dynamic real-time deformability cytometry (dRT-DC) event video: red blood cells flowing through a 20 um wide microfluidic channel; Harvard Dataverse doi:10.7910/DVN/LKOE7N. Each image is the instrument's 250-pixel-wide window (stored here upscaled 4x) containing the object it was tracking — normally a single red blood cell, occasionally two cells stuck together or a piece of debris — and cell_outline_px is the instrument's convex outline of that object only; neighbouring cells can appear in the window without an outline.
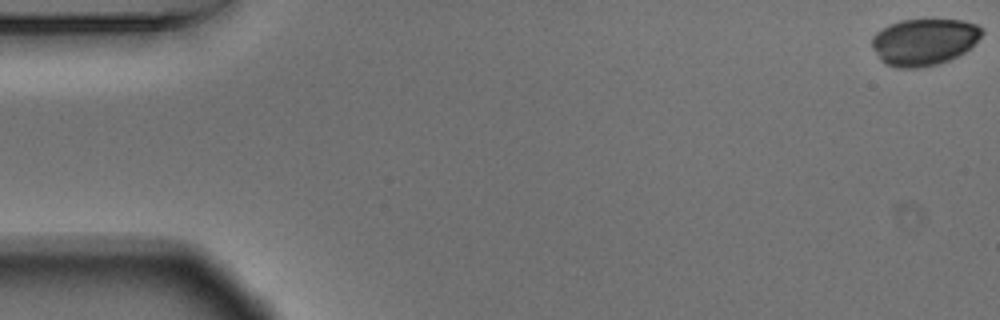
{"species": "Egyptian fruit bat (a non-hibernating species)", "species_latin": "Rousettus aegyptiacus", "temperature_condition": "warm", "stored_images_in_passage": 55, "camera_frame_rate_fps": 3000, "um_per_image_px": 0.085, "animal": {"sex": "male"}, "frame": {"image": 1, "passage_image": 1, "time_ms": 0.0, "image_size_px": [1000, 320], "cell_outline_px": [[984, 32], [964, 52], [940, 64], [920, 68], [900, 68], [884, 64], [880, 60], [872, 48], [872, 36], [876, 32], [900, 20], [960, 20], [976, 24]], "centroid_in_image_um": [78.5, 3.58], "position_along_channel_um": 6.5, "area_um2": 29.71}}
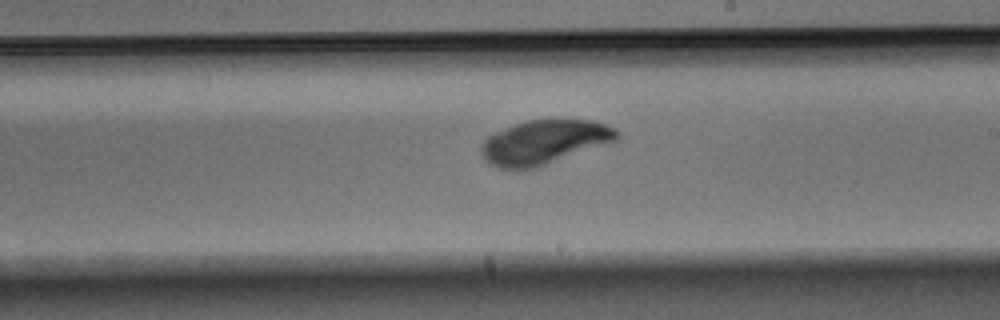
{"frame": {"image": 2, "passage_image": 32, "time_ms": 10.333, "image_size_px": [1000, 320], "cell_outline_px": [[620, 136], [616, 140], [536, 168], [520, 172], [500, 168], [484, 160], [480, 152], [480, 144], [488, 136], [496, 132], [516, 124], [528, 120], [592, 120], [616, 128], [620, 132]], "centroid_in_image_um": [46.22, 12.11], "position_along_channel_um": 242.8, "area_um2": 35.03}}
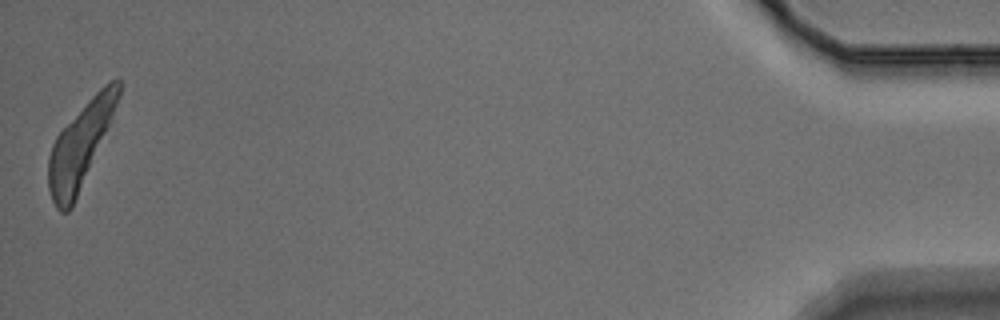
{"frame": {"image": 3, "passage_image": 55, "time_ms": 18.0, "image_size_px": [1000, 320], "cell_outline_px": [[120, 96], [112, 116], [72, 208], [68, 212], [60, 212], [56, 208], [52, 200], [48, 188], [48, 156], [52, 144], [56, 136], [88, 100], [104, 84], [116, 76], [120, 76]], "centroid_in_image_um": [6.8, 12.36], "position_along_channel_um": 428.4, "area_um2": 33.41}}